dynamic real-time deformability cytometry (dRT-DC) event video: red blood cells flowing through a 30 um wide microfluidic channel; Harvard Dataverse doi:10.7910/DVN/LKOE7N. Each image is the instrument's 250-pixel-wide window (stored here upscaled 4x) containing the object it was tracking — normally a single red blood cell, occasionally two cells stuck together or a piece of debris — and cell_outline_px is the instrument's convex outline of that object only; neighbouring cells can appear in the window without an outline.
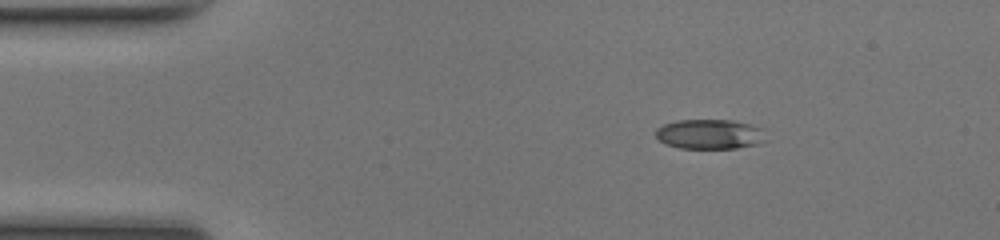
{"species": "common noctule bat (a hibernating species)", "species_latin": "Nyctalus noctula", "temperature_condition": "room temperature", "stored_images_in_passage": 42, "camera_frame_rate_fps": 3000, "um_per_image_px": 0.085, "animal": {"sex": "female", "body_mass_g": 17.0, "forearm_length_mm": 48.0}, "frame": {"image": 1, "passage_image": 1, "time_ms": 0.0, "image_size_px": [1000, 240], "cell_outline_px": [[768, 140], [760, 144], [736, 148], [680, 148], [668, 144], [660, 140], [656, 136], [656, 128], [664, 124], [676, 120], [732, 120], [748, 124], [760, 128]], "centroid_in_image_um": [60.35, 11.4], "position_along_channel_um": 24.7, "area_um2": 19.07}}
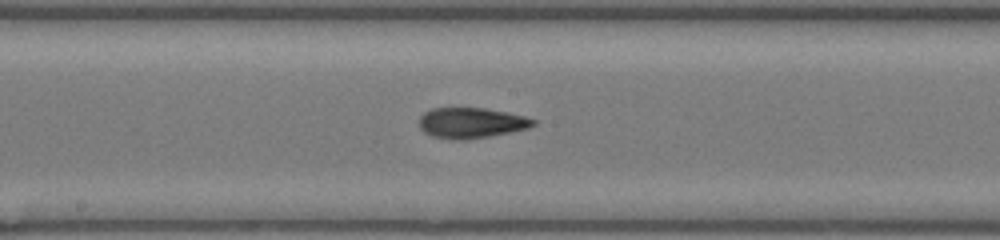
{"frame": {"image": 2, "passage_image": 19, "time_ms": 6.0, "image_size_px": [1000, 240], "cell_outline_px": [[536, 124], [528, 128], [488, 136], [464, 140], [456, 140], [432, 136], [424, 132], [420, 128], [420, 116], [424, 112], [432, 108], [484, 108], [524, 116], [536, 120]], "centroid_in_image_um": [40.03, 10.44], "position_along_channel_um": 208.2, "area_um2": 20.06}}
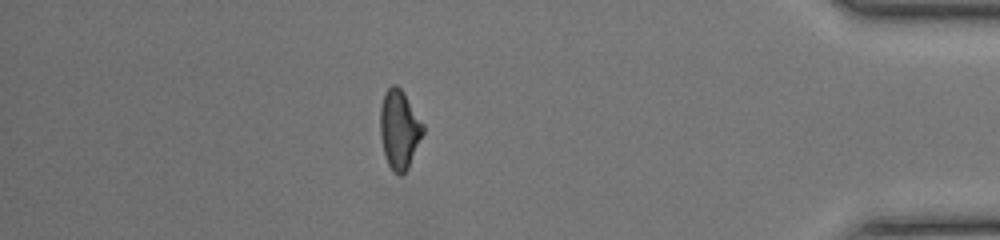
{"frame": {"image": 3, "passage_image": 36, "time_ms": 11.667, "image_size_px": [1000, 240], "cell_outline_px": [[424, 132], [408, 168], [400, 176], [392, 172], [384, 156], [380, 136], [380, 108], [384, 92], [392, 84], [396, 84], [404, 92], [424, 124]], "centroid_in_image_um": [33.93, 11.0], "position_along_channel_um": 401.3, "area_um2": 19.94}, "authors_computed_cell_mechanics": {"area_um2": 20.0566, "velocity_mm_per_s": 4.2165, "shape_relaxation_time_tau1_ms": 7.1593, "shape_relaxation_time_tau2_ms": 1.8444, "deformation_change_tau1": 0.219, "deformation_change_tau2": 0.0784}}